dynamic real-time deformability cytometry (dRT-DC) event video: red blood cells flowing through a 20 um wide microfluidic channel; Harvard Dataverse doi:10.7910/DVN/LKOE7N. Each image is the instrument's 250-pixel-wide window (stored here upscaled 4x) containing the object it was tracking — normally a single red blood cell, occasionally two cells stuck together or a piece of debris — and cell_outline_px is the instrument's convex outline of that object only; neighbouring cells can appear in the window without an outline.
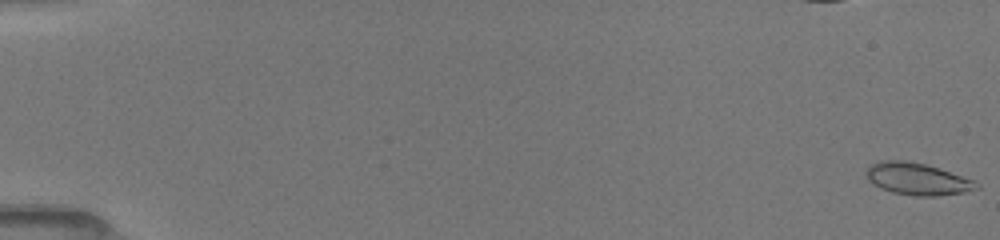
{"species": "common noctule bat (a hibernating species)", "species_latin": "Nyctalus noctula", "temperature_condition": "room temperature", "stored_images_in_passage": 53, "camera_frame_rate_fps": 3000, "um_per_image_px": 0.085, "animal": {"sex": "female", "body_mass_g": 19.5, "forearm_length_mm": 54.1}, "frame": {"image": 1, "passage_image": 1, "time_ms": 0.0, "image_size_px": [1000, 240], "cell_outline_px": [[980, 188], [964, 192], [936, 196], [912, 196], [892, 192], [880, 188], [872, 184], [868, 180], [864, 172], [864, 168], [880, 160], [904, 160], [924, 164], [972, 180], [980, 184]], "centroid_in_image_um": [77.89, 15.22], "position_along_channel_um": 7.1, "area_um2": 20.52}}
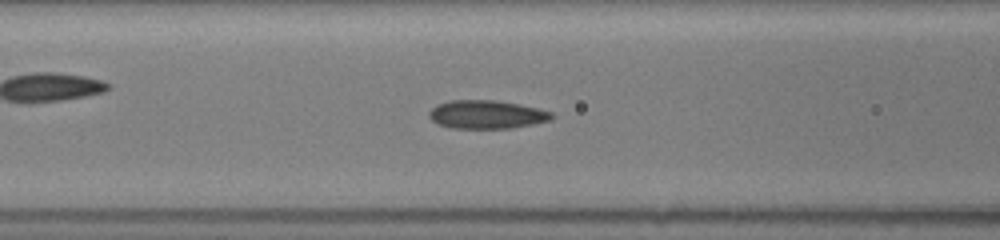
{"frame": {"image": 2, "passage_image": 23, "time_ms": 7.333, "image_size_px": [1000, 240], "cell_outline_px": [[556, 116], [552, 120], [512, 128], [452, 128], [436, 124], [428, 116], [428, 112], [436, 104], [448, 100], [496, 100], [536, 108], [552, 112]], "centroid_in_image_um": [41.34, 9.73], "position_along_channel_um": 125.3, "area_um2": 20.4}}
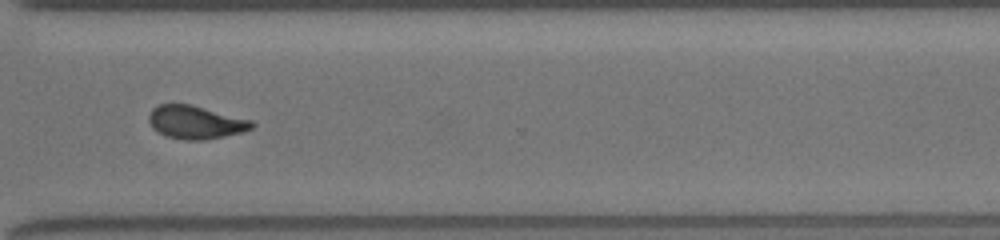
{"frame": {"image": 3, "passage_image": 40, "time_ms": 13.0, "image_size_px": [1000, 240], "cell_outline_px": [[256, 124], [252, 128], [244, 132], [204, 140], [184, 140], [164, 136], [152, 128], [148, 120], [148, 116], [152, 108], [160, 104], [192, 104], [252, 120]], "centroid_in_image_um": [16.62, 10.39], "position_along_channel_um": 354.0, "area_um2": 20.17}, "authors_computed_cell_mechanics": {"area_um2": 19.9988, "velocity_mm_per_s": 4.0477, "shape_relaxation_time_tau1_ms": 5.5119, "shape_relaxation_time_tau2_ms": 1.649, "deformation_change_tau1": 0.1494, "deformation_change_tau2": 0.0623}}